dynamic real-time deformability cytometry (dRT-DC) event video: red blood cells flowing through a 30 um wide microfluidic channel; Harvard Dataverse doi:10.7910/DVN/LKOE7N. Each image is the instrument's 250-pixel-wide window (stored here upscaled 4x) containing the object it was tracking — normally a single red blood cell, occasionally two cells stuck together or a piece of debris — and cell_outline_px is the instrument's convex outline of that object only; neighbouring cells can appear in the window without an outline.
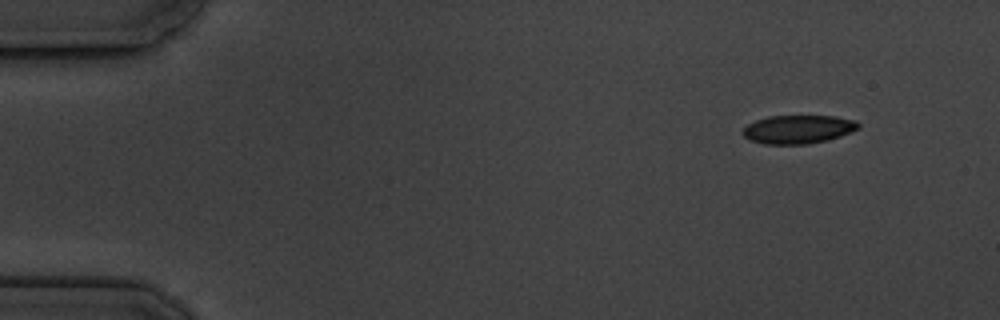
{"species": "common noctule bat (a hibernating species)", "species_latin": "Nyctalus noctula", "temperature_condition": "cold", "stored_images_in_passage": 5, "camera_frame_rate_fps": 3000, "um_per_image_px": 0.085, "animal": {"sex": "male", "body_mass_g": 19.5, "forearm_length_mm": 54.6}, "frame": {"image": 1, "passage_image": 1, "time_ms": 0.0, "image_size_px": [1000, 320], "cell_outline_px": [[860, 128], [840, 136], [828, 140], [808, 144], [764, 144], [748, 140], [744, 136], [744, 128], [748, 124], [756, 120], [768, 116], [836, 116], [856, 120], [860, 124]], "centroid_in_image_um": [67.86, 10.99], "position_along_channel_um": 17.1, "area_um2": 19.25}}